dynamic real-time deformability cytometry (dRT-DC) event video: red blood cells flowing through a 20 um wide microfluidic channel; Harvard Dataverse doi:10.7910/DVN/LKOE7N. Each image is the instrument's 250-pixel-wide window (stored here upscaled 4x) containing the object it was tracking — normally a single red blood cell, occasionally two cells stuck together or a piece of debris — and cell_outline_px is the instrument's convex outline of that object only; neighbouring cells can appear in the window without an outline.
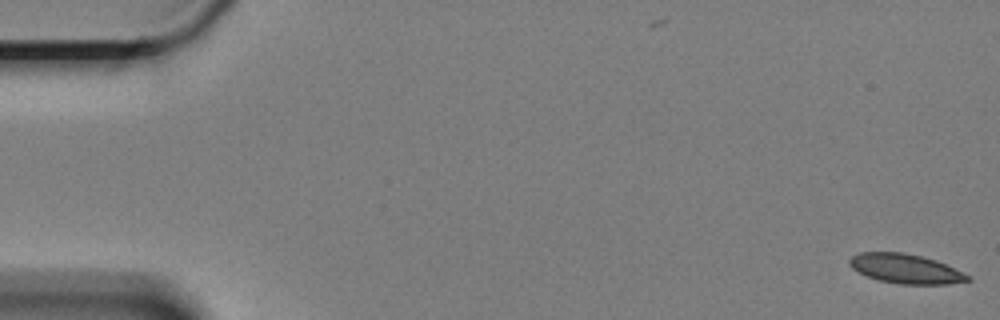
{"species": "Egyptian fruit bat (a non-hibernating species)", "species_latin": "Rousettus aegyptiacus", "temperature_condition": "cold", "stored_images_in_passage": 61, "segment_of_instrument_passage": [1, 2], "camera_frame_rate_fps": 3000, "um_per_image_px": 0.085, "animal": {"sex": "female"}, "frame": {"image": 1, "passage_image": 1, "time_ms": 0.0, "image_size_px": [1000, 320], "cell_outline_px": [[972, 280], [948, 284], [900, 284], [880, 280], [868, 276], [852, 268], [848, 264], [848, 260], [852, 256], [860, 252], [904, 252], [936, 260], [968, 276]], "centroid_in_image_um": [76.93, 22.83], "position_along_channel_um": 8.1, "area_um2": 19.94}}
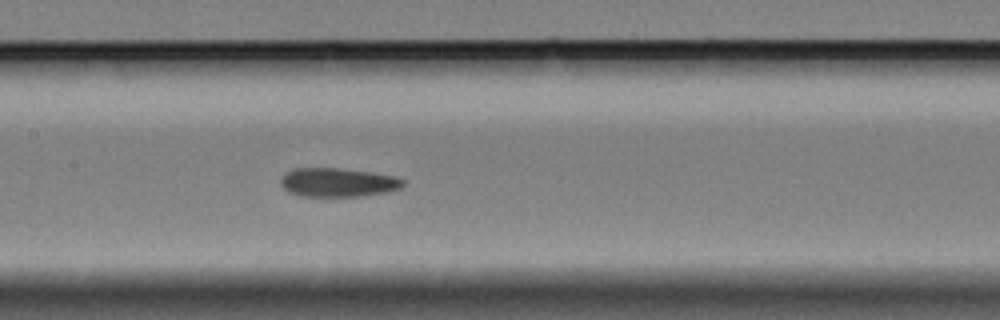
{"frame": {"image": 2, "passage_image": 29, "time_ms": 9.333, "image_size_px": [1000, 320], "cell_outline_px": [[404, 184], [400, 188], [388, 192], [364, 196], [300, 196], [288, 192], [280, 184], [280, 176], [284, 172], [292, 168], [340, 168], [372, 172], [396, 176], [404, 180]], "centroid_in_image_um": [28.69, 15.5], "position_along_channel_um": 178.7, "area_um2": 20.92}}
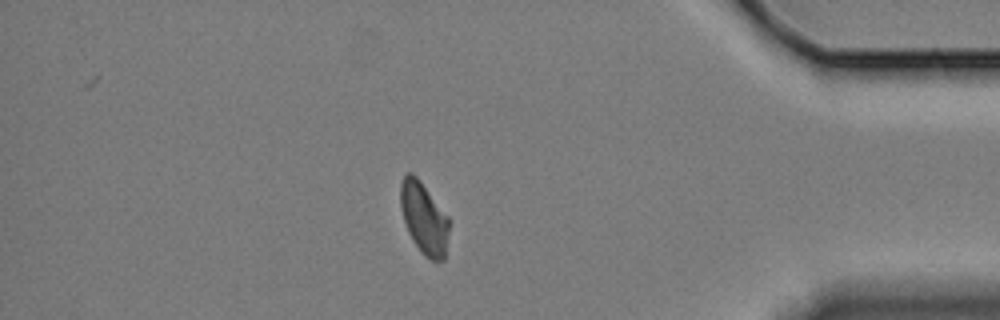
{"frame": {"image": 3, "passage_image": 52, "time_ms": 17.0, "image_size_px": [1000, 320], "cell_outline_px": [[448, 232], [444, 260], [432, 260], [424, 256], [412, 240], [408, 232], [404, 220], [400, 204], [400, 180], [404, 172], [412, 172], [420, 180], [448, 216]], "centroid_in_image_um": [36.0, 18.5], "position_along_channel_um": 399.2, "area_um2": 20.29}}